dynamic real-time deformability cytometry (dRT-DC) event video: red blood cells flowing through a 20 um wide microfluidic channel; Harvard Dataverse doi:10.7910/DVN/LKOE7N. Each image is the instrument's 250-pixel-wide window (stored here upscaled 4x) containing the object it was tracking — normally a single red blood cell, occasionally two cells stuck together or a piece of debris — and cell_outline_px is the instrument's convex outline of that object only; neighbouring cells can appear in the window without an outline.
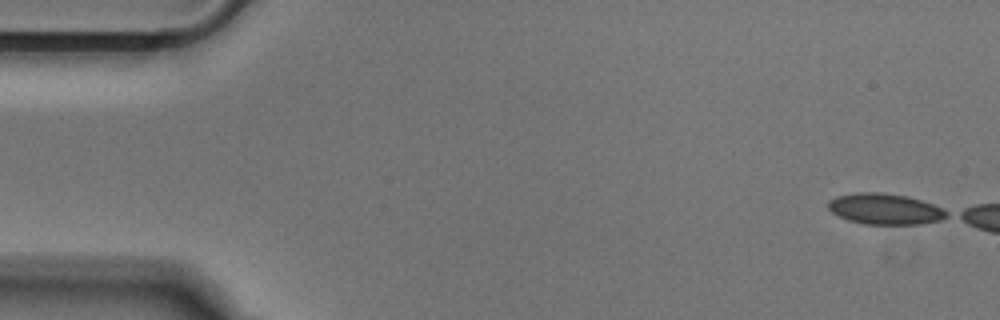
{"species": "Egyptian fruit bat (a non-hibernating species)", "species_latin": "Rousettus aegyptiacus", "temperature_condition": "cold", "stored_images_in_passage": 1, "camera_frame_rate_fps": 3000, "um_per_image_px": 0.085, "animal": {"sex": "male"}, "frame": {"image": 1, "passage_image": 1, "time_ms": 0.0, "image_size_px": [1000, 320], "cell_outline_px": [[948, 216], [940, 220], [920, 224], [864, 224], [848, 220], [832, 212], [828, 208], [828, 200], [836, 196], [860, 192], [880, 192], [908, 196], [932, 204], [948, 212]], "centroid_in_image_um": [75.2, 17.76], "position_along_channel_um": 9.8, "area_um2": 21.21}}